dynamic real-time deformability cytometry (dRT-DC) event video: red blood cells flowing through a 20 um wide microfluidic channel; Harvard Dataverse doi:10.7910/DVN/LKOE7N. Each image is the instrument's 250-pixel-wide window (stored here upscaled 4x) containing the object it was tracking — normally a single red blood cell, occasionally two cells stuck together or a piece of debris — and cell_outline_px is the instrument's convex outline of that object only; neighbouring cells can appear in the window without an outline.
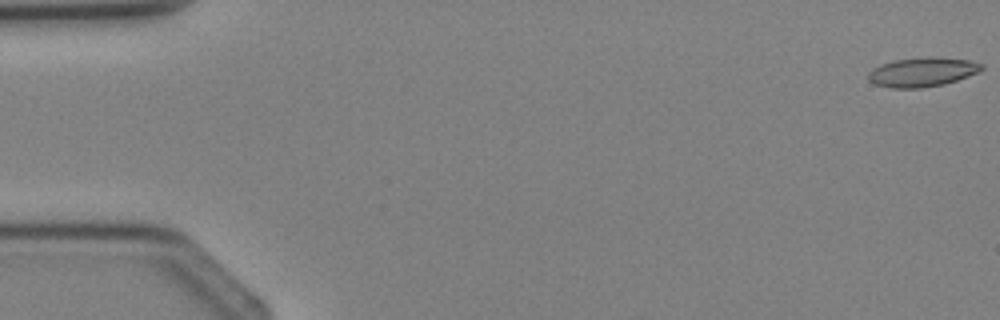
{"species": "Egyptian fruit bat (a non-hibernating species)", "species_latin": "Rousettus aegyptiacus", "temperature_condition": "cold", "stored_images_in_passage": 5, "camera_frame_rate_fps": 3000, "um_per_image_px": 0.085, "animal": {"sex": "female"}, "frame": {"image": 1, "passage_image": 1, "time_ms": 0.0, "image_size_px": [1000, 320], "cell_outline_px": [[984, 68], [968, 76], [944, 84], [920, 88], [892, 88], [876, 84], [868, 80], [868, 72], [872, 68], [880, 64], [896, 60], [968, 60], [984, 64]], "centroid_in_image_um": [78.33, 6.18], "position_along_channel_um": 6.7, "area_um2": 18.21}}
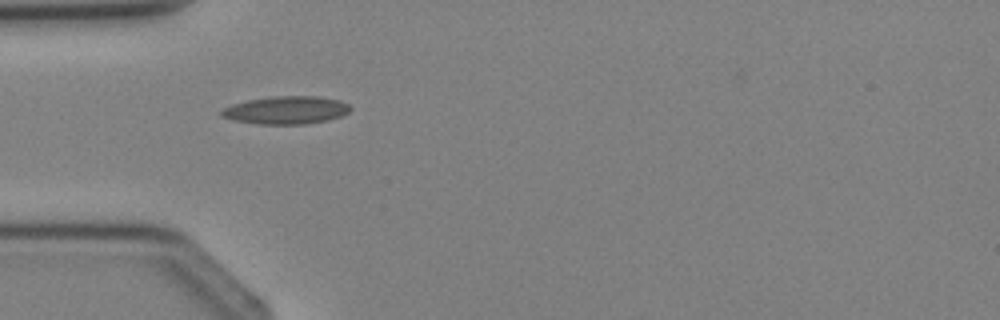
{"frame": {"image": 2, "passage_image": 4, "time_ms": 3.667, "image_size_px": [1000, 320], "cell_outline_px": [[352, 108], [348, 112], [340, 116], [324, 120], [304, 124], [260, 124], [232, 120], [220, 116], [220, 112], [224, 108], [232, 104], [248, 100], [276, 96], [316, 96], [340, 100], [348, 104]], "centroid_in_image_um": [24.3, 9.36], "position_along_channel_um": 60.7, "area_um2": 20.75}}
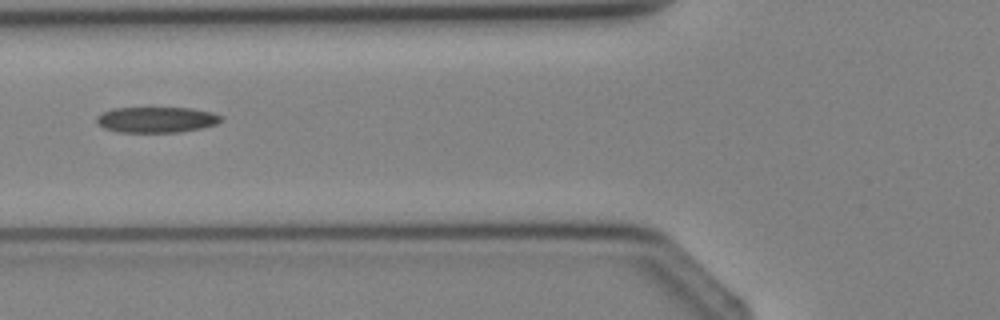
{"frame": {"image": 3, "passage_image": 5, "time_ms": 4.667, "image_size_px": [1000, 320], "cell_outline_px": [[224, 120], [216, 124], [200, 128], [180, 132], [120, 132], [104, 128], [96, 120], [96, 116], [112, 108], [192, 108], [212, 112], [220, 116]], "centroid_in_image_um": [13.32, 10.17], "position_along_channel_um": 112.5, "area_um2": 18.55}}